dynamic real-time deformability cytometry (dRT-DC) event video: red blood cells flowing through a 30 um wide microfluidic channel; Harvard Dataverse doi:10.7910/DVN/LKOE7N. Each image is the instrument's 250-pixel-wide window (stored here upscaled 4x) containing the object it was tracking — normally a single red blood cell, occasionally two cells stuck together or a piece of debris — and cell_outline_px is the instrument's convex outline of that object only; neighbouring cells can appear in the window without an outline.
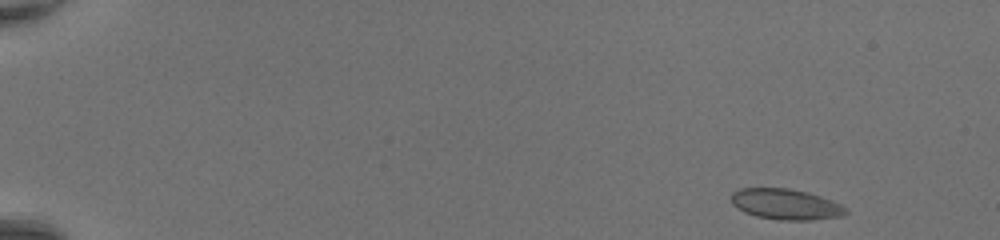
{"species": "common noctule bat (a hibernating species)", "species_latin": "Nyctalus noctula", "temperature_condition": "room temperature", "stored_images_in_passage": 45, "camera_frame_rate_fps": 3000, "um_per_image_px": 0.085, "animal": {"sex": "female", "body_mass_g": 20.0, "forearm_length_mm": 54.0}, "frame": {"image": 1, "passage_image": 1, "time_ms": 0.0, "image_size_px": [1000, 240], "cell_outline_px": [[848, 212], [840, 216], [812, 220], [776, 220], [756, 216], [744, 212], [736, 208], [732, 204], [732, 192], [736, 188], [788, 188], [808, 192], [832, 200], [848, 208]], "centroid_in_image_um": [66.77, 17.36], "position_along_channel_um": 18.2, "area_um2": 20.69}}
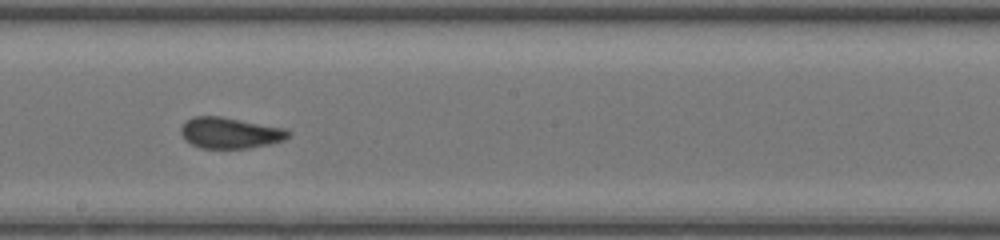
{"frame": {"image": 2, "passage_image": 26, "time_ms": 8.333, "image_size_px": [1000, 240], "cell_outline_px": [[292, 132], [284, 140], [268, 144], [248, 148], [200, 148], [184, 140], [180, 132], [180, 128], [184, 120], [192, 116], [220, 116], [288, 128]], "centroid_in_image_um": [19.53, 11.28], "position_along_channel_um": 228.7, "area_um2": 19.71}}
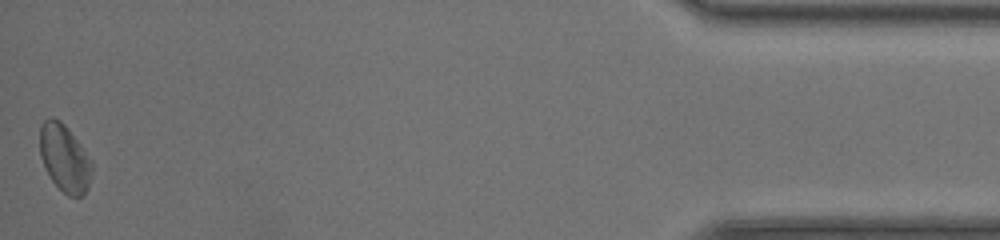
{"frame": {"image": 3, "passage_image": 45, "time_ms": 14.667, "image_size_px": [1000, 240], "cell_outline_px": [[92, 172], [88, 188], [84, 196], [68, 196], [52, 180], [40, 156], [40, 124], [48, 116], [52, 116], [60, 120], [68, 128], [92, 160]], "centroid_in_image_um": [5.5, 13.41], "position_along_channel_um": 429.7, "area_um2": 20.46}, "authors_computed_cell_mechanics": {"area_um2": 19.5942, "velocity_mm_per_s": 4.3971, "shape_relaxation_time_tau1_ms": 3.493, "shape_relaxation_time_tau2_ms": 0.7862, "deformation_change_tau1": 0.0847, "deformation_change_tau2": 0.0376}}